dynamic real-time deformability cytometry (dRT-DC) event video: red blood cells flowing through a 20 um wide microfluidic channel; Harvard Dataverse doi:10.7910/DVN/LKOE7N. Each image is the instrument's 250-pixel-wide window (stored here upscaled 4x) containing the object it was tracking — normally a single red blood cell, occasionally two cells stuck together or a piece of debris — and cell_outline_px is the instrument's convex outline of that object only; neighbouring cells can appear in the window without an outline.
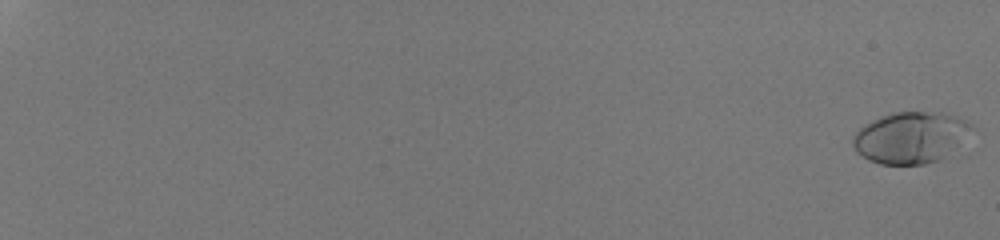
{"species": "human", "species_latin": "Homo sapiens", "temperature_condition": "room temperature", "stored_images_in_passage": 55, "camera_frame_rate_fps": 3000, "um_per_image_px": 0.085, "donor": {"sex": "male"}, "frame": {"image": 1, "passage_image": 1, "time_ms": 0.0, "image_size_px": [1000, 240], "cell_outline_px": [[976, 128], [940, 160], [924, 164], [880, 164], [868, 160], [856, 152], [852, 144], [852, 136], [860, 128], [872, 120], [880, 116], [892, 112], [944, 112], [968, 120]], "centroid_in_image_um": [77.4, 11.67], "position_along_channel_um": 7.6, "area_um2": 35.72}}
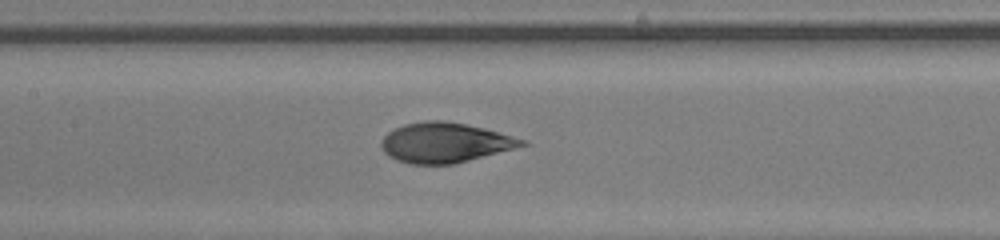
{"frame": {"image": 2, "passage_image": 33, "time_ms": 10.667, "image_size_px": [1000, 240], "cell_outline_px": [[528, 144], [468, 160], [452, 164], [408, 164], [396, 160], [388, 156], [380, 148], [380, 140], [388, 132], [404, 124], [424, 120], [444, 120], [484, 128], [528, 140]], "centroid_in_image_um": [37.76, 12.12], "position_along_channel_um": 169.6, "area_um2": 32.66}}
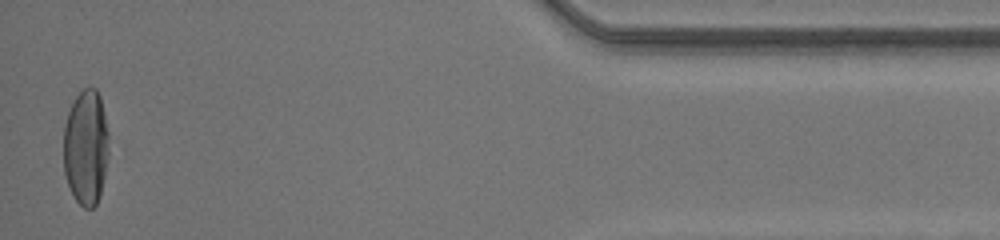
{"frame": {"image": 3, "passage_image": 55, "time_ms": 18.0, "image_size_px": [1000, 240], "cell_outline_px": [[108, 156], [100, 196], [96, 204], [92, 208], [84, 208], [76, 200], [68, 184], [64, 172], [64, 124], [68, 112], [76, 96], [84, 88], [96, 88], [100, 96], [108, 132]], "centroid_in_image_um": [7.3, 12.52], "position_along_channel_um": 427.9, "area_um2": 30.35}, "authors_computed_cell_mechanics": {"area_um2": 33.4084, "velocity_mm_per_s": 4.235, "shape_relaxation_time_tau1_ms": 4.843, "shape_relaxation_time_tau2_ms": null, "deformation_change_tau1": 0.2314, "deformation_change_tau2": null}}